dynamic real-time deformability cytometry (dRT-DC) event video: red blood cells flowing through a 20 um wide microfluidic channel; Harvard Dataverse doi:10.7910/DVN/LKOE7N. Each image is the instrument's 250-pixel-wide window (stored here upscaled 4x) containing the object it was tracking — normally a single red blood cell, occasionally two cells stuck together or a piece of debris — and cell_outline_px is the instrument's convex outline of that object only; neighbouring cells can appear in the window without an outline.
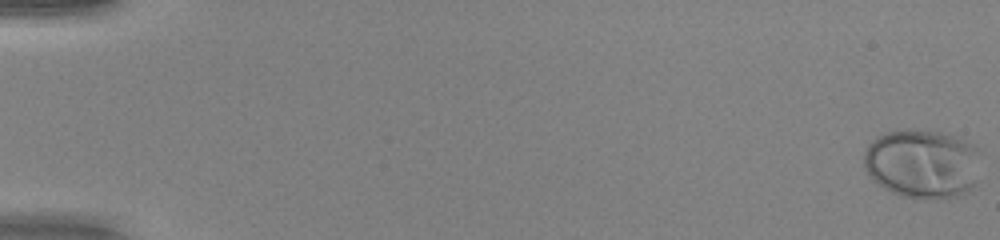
{"species": "human", "species_latin": "Homo sapiens", "temperature_condition": "warm", "stored_images_in_passage": 52, "camera_frame_rate_fps": 3000, "um_per_image_px": 0.085, "donor": {"sex": "female"}, "frame": {"image": 1, "passage_image": 1, "time_ms": 0.0, "image_size_px": [1000, 240], "cell_outline_px": [[980, 148], [972, 184], [968, 192], [956, 196], [932, 200], [904, 196], [892, 192], [884, 188], [864, 168], [864, 152], [868, 144], [872, 140], [888, 132], [908, 128], [940, 132], [952, 136], [972, 144]], "centroid_in_image_um": [78.36, 13.9], "position_along_channel_um": 6.6, "area_um2": 46.53}}
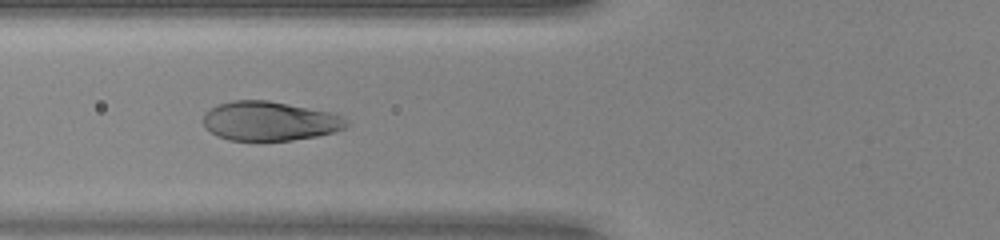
{"frame": {"image": 2, "passage_image": 22, "time_ms": 7.0, "image_size_px": [1000, 240], "cell_outline_px": [[348, 124], [344, 128], [336, 132], [316, 136], [292, 140], [228, 140], [216, 136], [204, 128], [204, 112], [220, 104], [232, 100], [268, 100], [328, 112], [344, 116], [348, 120]], "centroid_in_image_um": [22.91, 10.3], "position_along_channel_um": 102.9, "area_um2": 32.71}}
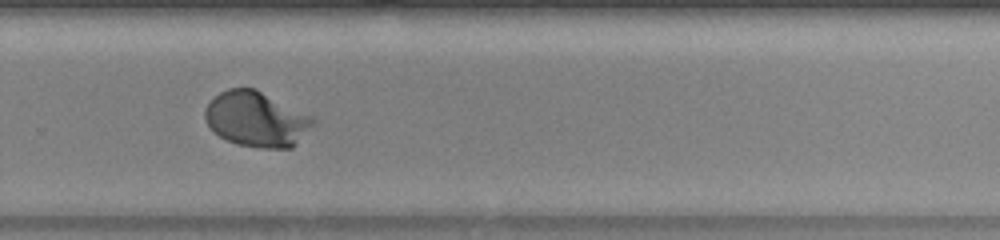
{"frame": {"image": 3, "passage_image": 37, "time_ms": 12.0, "image_size_px": [1000, 240], "cell_outline_px": [[316, 124], [292, 148], [260, 148], [236, 144], [220, 136], [204, 120], [204, 108], [220, 92], [228, 88], [256, 88], [312, 116], [316, 120]], "centroid_in_image_um": [21.83, 10.13], "position_along_channel_um": 308.0, "area_um2": 34.85}, "authors_computed_cell_mechanics": {"area_um2": 34.5066, "velocity_mm_per_s": 4.1051, "shape_relaxation_time_tau1_ms": 2.7573, "shape_relaxation_time_tau2_ms": null, "deformation_change_tau1": 0.2127, "deformation_change_tau2": null}}